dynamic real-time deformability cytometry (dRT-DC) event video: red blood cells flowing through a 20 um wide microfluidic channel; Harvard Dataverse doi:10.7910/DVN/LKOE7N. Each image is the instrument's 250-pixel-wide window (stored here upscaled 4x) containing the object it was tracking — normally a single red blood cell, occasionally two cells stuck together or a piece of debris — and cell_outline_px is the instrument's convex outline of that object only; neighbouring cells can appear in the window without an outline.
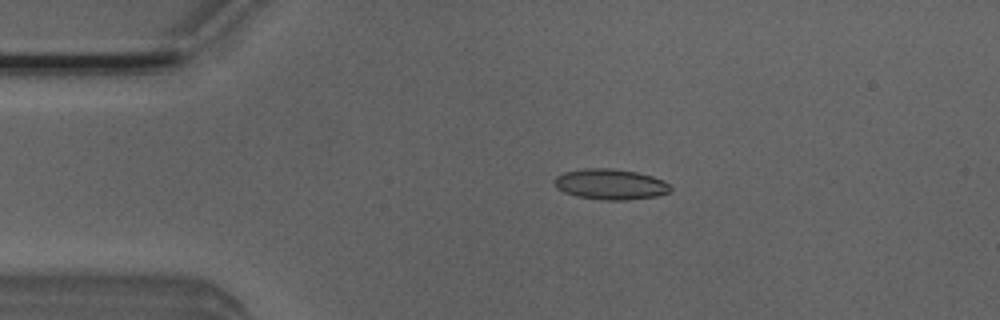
{"species": "Egyptian fruit bat (a non-hibernating species)", "species_latin": "Rousettus aegyptiacus", "temperature_condition": "room temperature", "stored_images_in_passage": 49, "camera_frame_rate_fps": 3000, "um_per_image_px": 0.085, "animal": {"sex": "male"}, "frame": {"image": 1, "passage_image": 9, "time_ms": 2.667, "image_size_px": [1000, 320], "cell_outline_px": [[672, 188], [668, 192], [656, 196], [628, 200], [600, 200], [576, 196], [564, 192], [556, 188], [552, 180], [556, 176], [564, 172], [584, 168], [608, 168], [636, 172], [652, 176], [664, 180]], "centroid_in_image_um": [51.85, 15.66], "position_along_channel_um": 33.2, "area_um2": 20.81}}
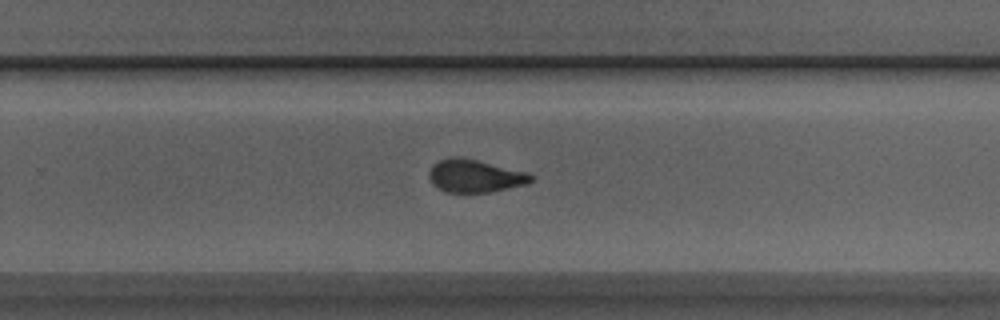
{"frame": {"image": 2, "passage_image": 31, "time_ms": 10.0, "image_size_px": [1000, 320], "cell_outline_px": [[532, 180], [528, 184], [488, 192], [448, 192], [432, 184], [428, 176], [428, 172], [432, 164], [448, 156], [456, 156], [476, 160], [528, 172], [532, 176]], "centroid_in_image_um": [40.34, 14.94], "position_along_channel_um": 289.5, "area_um2": 19.42}}
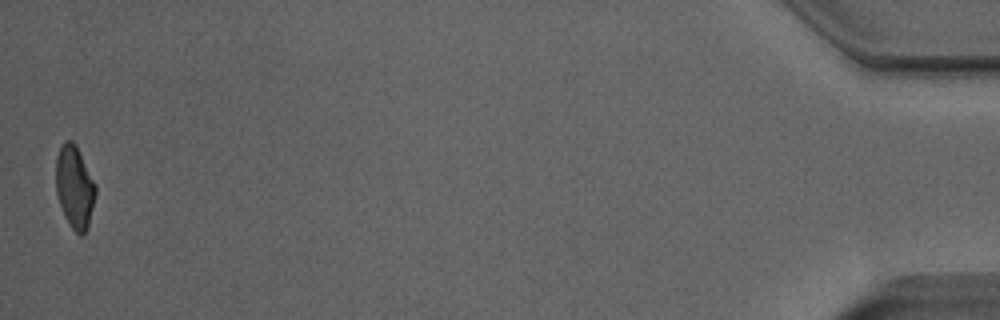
{"frame": {"image": 3, "passage_image": 49, "time_ms": 16.0, "image_size_px": [1000, 320], "cell_outline_px": [[96, 192], [88, 228], [80, 236], [72, 228], [64, 216], [56, 192], [56, 156], [64, 140], [72, 140], [76, 144], [96, 184]], "centroid_in_image_um": [6.34, 15.88], "position_along_channel_um": 428.9, "area_um2": 19.13}, "authors_computed_cell_mechanics": {"area_um2": 19.8254, "velocity_mm_per_s": 4.0206, "shape_relaxation_time_tau1_ms": 6.9679, "shape_relaxation_time_tau2_ms": 1.39, "deformation_change_tau1": 0.1858, "deformation_change_tau2": 0.0709}}